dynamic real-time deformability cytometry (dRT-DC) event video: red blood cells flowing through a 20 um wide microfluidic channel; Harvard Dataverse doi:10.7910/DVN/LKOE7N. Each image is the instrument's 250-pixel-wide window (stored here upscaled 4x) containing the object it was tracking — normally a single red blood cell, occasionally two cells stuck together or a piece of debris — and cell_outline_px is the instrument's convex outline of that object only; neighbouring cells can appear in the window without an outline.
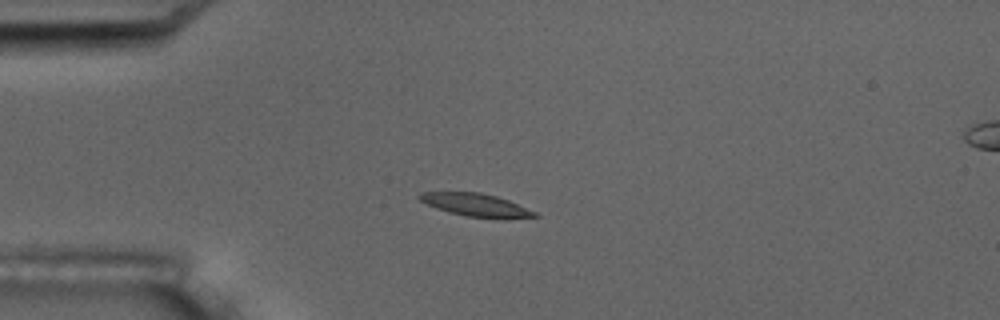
{"species": "common noctule bat (a hibernating species)", "species_latin": "Nyctalus noctula", "temperature_condition": "room temperature", "stored_images_in_passage": 5, "camera_frame_rate_fps": 3000, "um_per_image_px": 0.085, "animal": {"sex": "male", "body_mass_g": 17.5, "forearm_length_mm": 52.3}, "frame": {"image": 1, "passage_image": 4, "time_ms": 3.333, "image_size_px": [1000, 320], "cell_outline_px": [[540, 216], [504, 220], [468, 216], [448, 212], [436, 208], [420, 200], [416, 196], [420, 192], [480, 192], [496, 196], [508, 200], [536, 212]], "centroid_in_image_um": [40.49, 17.44], "position_along_channel_um": 44.5, "area_um2": 15.55}}